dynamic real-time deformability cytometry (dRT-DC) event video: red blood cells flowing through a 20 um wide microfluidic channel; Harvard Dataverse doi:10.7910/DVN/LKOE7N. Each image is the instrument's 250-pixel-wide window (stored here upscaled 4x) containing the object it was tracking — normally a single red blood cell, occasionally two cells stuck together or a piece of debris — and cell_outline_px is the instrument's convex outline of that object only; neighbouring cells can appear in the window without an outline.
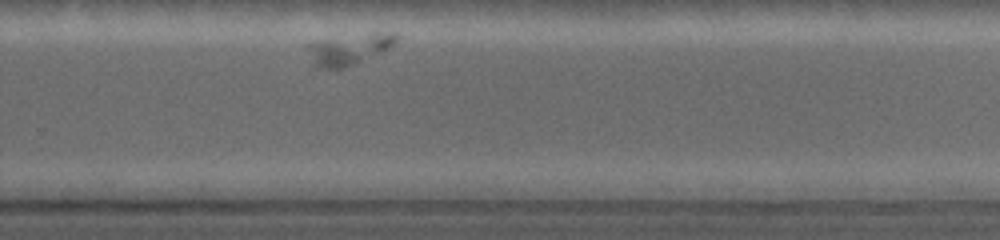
{"species": "common noctule bat (a hibernating species)", "species_latin": "Nyctalus noctula", "temperature_condition": "warm", "stored_images_in_passage": 19, "camera_frame_rate_fps": 5000, "um_per_image_px": 0.085, "animal": {"sex": "female", "body_mass_g": 19.0, "forearm_length_mm": 53.3}, "frame": {"image": 1, "passage_image": 15, "time_ms": 6.2, "image_size_px": [1000, 240], "cell_outline_px": [[400, 36], [388, 48], [360, 60], [340, 68], [316, 68], [308, 44], [396, 32]], "centroid_in_image_um": [29.7, 4.24], "position_along_channel_um": 300.1, "area_um2": 13.7}}